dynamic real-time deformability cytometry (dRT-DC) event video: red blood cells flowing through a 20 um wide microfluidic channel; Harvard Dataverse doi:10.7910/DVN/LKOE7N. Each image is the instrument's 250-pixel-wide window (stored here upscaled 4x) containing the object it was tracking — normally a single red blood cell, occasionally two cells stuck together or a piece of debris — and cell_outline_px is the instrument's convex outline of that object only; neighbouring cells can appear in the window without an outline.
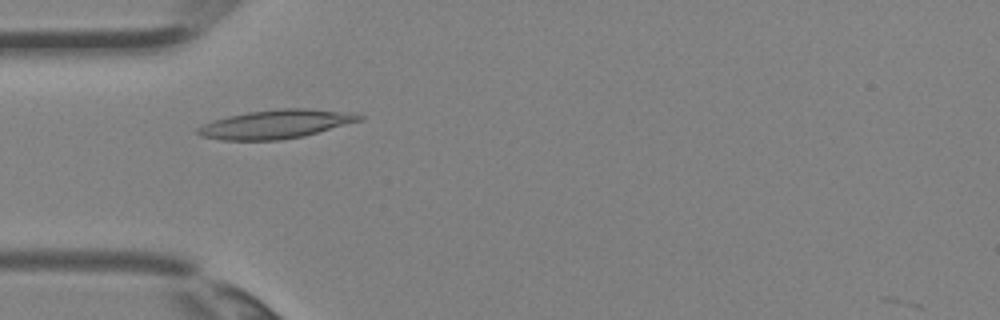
{"species": "Egyptian fruit bat (a non-hibernating species)", "species_latin": "Rousettus aegyptiacus", "temperature_condition": "room temperature", "stored_images_in_passage": 2, "camera_frame_rate_fps": 3000, "um_per_image_px": 0.085, "animal": {"sex": "female"}, "frame": {"image": 1, "passage_image": 2, "time_ms": 0.333, "image_size_px": [1000, 320], "cell_outline_px": [[364, 120], [304, 136], [280, 140], [220, 140], [200, 136], [196, 132], [196, 128], [212, 120], [228, 116], [248, 112], [280, 108], [304, 108], [356, 112], [364, 116]], "centroid_in_image_um": [23.49, 10.55], "position_along_channel_um": 61.5, "area_um2": 27.4}}